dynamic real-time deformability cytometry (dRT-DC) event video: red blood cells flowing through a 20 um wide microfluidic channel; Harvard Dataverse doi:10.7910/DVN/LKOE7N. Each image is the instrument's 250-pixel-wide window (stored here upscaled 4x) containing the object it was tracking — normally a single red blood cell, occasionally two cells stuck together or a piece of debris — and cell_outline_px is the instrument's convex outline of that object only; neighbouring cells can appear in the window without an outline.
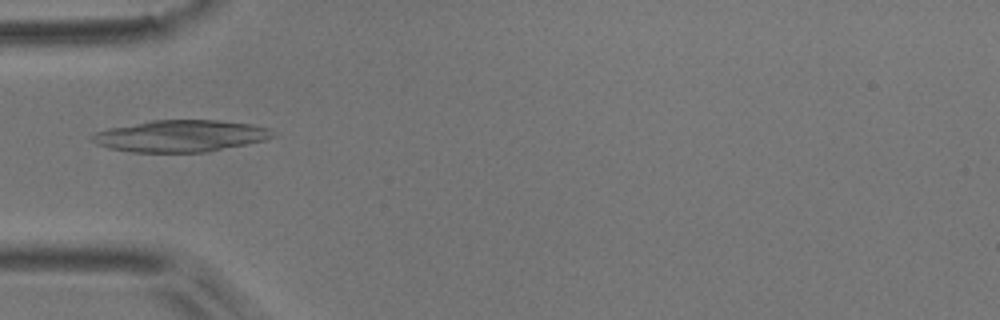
{"species": "common noctule bat (a hibernating species)", "species_latin": "Nyctalus noctula", "temperature_condition": "room temperature", "stored_images_in_passage": 4, "camera_frame_rate_fps": 3000, "um_per_image_px": 0.085, "animal": {"sex": "male", "body_mass_g": 17.9}, "frame": {"image": 1, "passage_image": 4, "time_ms": 1.0, "image_size_px": [1000, 320], "cell_outline_px": [[276, 136], [264, 140], [248, 144], [204, 152], [132, 152], [108, 148], [96, 144], [88, 140], [88, 136], [92, 132], [108, 128], [152, 120], [220, 120], [252, 124], [268, 128], [276, 132]], "centroid_in_image_um": [15.3, 11.55], "position_along_channel_um": 69.7, "area_um2": 33.81}}